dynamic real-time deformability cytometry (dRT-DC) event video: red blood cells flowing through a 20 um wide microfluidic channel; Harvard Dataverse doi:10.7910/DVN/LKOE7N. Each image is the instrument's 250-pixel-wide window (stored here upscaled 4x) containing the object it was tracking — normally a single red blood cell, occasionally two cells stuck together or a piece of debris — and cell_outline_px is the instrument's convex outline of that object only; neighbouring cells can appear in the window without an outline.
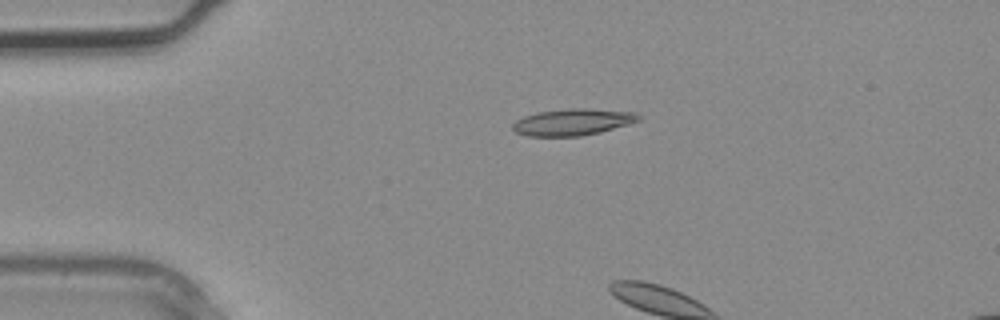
{"species": "common noctule bat (a hibernating species)", "species_latin": "Nyctalus noctula", "temperature_condition": "warm", "stored_images_in_passage": 3, "camera_frame_rate_fps": 3000, "um_per_image_px": 0.085, "animal": {"sex": "male", "body_mass_g": 20.4}, "frame": {"image": 1, "passage_image": 1, "time_ms": 0.0, "image_size_px": [1000, 320], "cell_outline_px": [[640, 120], [628, 124], [600, 132], [580, 136], [528, 136], [516, 132], [512, 128], [512, 124], [516, 120], [524, 116], [536, 112], [568, 108], [592, 108], [636, 112], [640, 116]], "centroid_in_image_um": [48.68, 10.36], "position_along_channel_um": 36.3, "area_um2": 19.65}}